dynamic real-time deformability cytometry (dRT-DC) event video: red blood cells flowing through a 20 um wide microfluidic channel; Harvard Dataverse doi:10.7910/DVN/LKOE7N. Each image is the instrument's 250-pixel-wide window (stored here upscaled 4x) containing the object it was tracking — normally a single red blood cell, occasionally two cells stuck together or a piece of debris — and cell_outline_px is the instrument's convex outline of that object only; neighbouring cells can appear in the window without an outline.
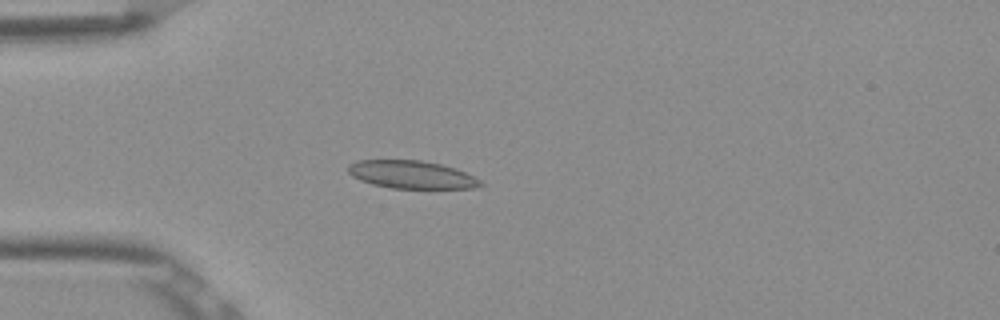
{"species": "Egyptian fruit bat (a non-hibernating species)", "species_latin": "Rousettus aegyptiacus", "temperature_condition": "room temperature", "stored_images_in_passage": 6, "camera_frame_rate_fps": 3000, "um_per_image_px": 0.085, "frame": {"image": 1, "passage_image": 5, "time_ms": 1.333, "image_size_px": [1000, 320], "cell_outline_px": [[484, 184], [476, 188], [392, 188], [372, 184], [360, 180], [352, 176], [348, 172], [348, 164], [356, 160], [420, 160], [440, 164], [456, 168], [480, 180]], "centroid_in_image_um": [34.96, 14.84], "position_along_channel_um": 50.0, "area_um2": 21.44}}